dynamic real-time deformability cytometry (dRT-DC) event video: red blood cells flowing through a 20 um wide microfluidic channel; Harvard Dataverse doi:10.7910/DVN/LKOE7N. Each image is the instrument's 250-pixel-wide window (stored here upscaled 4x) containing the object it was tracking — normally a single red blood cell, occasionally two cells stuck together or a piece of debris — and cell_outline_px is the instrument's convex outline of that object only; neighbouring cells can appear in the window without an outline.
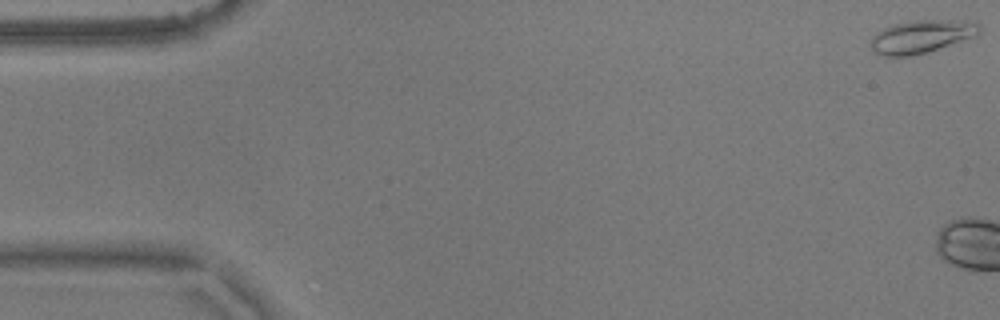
{"species": "common noctule bat (a hibernating species)", "species_latin": "Nyctalus noctula", "temperature_condition": "warm", "stored_images_in_passage": 4, "camera_frame_rate_fps": 3000, "um_per_image_px": 0.085, "animal": {"sex": "male", "body_mass_g": 17.9}, "frame": {"image": 1, "passage_image": 1, "time_ms": 0.0, "image_size_px": [1000, 320], "cell_outline_px": [[980, 32], [972, 36], [928, 52], [908, 56], [884, 56], [876, 52], [868, 44], [872, 36], [876, 32], [884, 28], [908, 20], [964, 20], [980, 24]], "centroid_in_image_um": [78.27, 3.09], "position_along_channel_um": 6.7, "area_um2": 20.69}}